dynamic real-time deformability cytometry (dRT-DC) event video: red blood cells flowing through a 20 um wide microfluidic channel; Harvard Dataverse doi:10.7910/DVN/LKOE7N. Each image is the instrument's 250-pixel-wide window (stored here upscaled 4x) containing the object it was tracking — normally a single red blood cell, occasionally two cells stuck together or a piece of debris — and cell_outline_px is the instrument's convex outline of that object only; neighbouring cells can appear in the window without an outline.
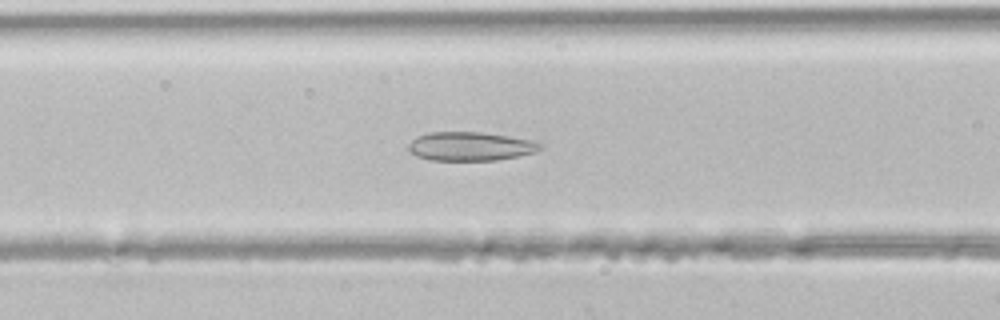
{"species": "common noctule bat (a hibernating species)", "species_latin": "Nyctalus noctula", "temperature_condition": "room temperature", "stored_images_in_passage": 30, "camera_frame_rate_fps": 3000, "um_per_image_px": 0.085, "animal": {"sex": "male", "body_mass_g": 21.5, "forearm_length_mm": 52.0}, "frame": {"image": 1, "passage_image": 4, "time_ms": 1.0, "image_size_px": [1000, 320], "cell_outline_px": [[528, 152], [512, 156], [488, 160], [440, 160], [424, 156], [416, 152], [412, 148], [424, 136], [444, 132], [464, 132], [500, 136], [520, 140]], "centroid_in_image_um": [39.78, 12.46], "position_along_channel_um": 126.8, "area_um2": 18.21}}
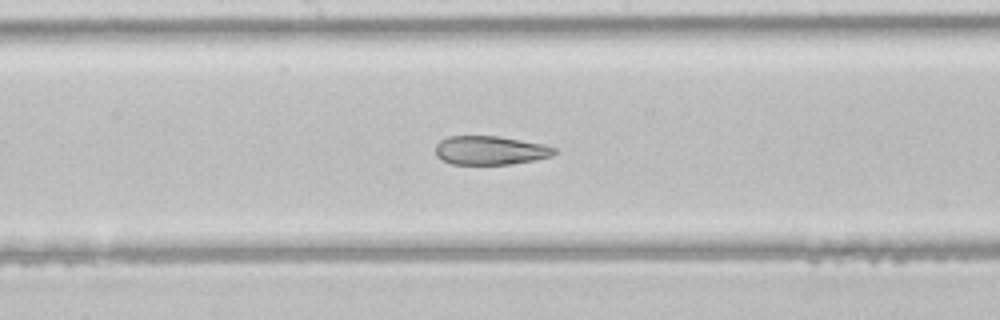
{"frame": {"image": 2, "passage_image": 9, "time_ms": 2.667, "image_size_px": [1000, 320], "cell_outline_px": [[552, 152], [544, 156], [528, 160], [500, 164], [456, 164], [444, 160], [436, 152], [436, 148], [444, 140], [456, 136], [492, 136], [552, 148]], "centroid_in_image_um": [41.5, 12.79], "position_along_channel_um": 206.7, "area_um2": 17.92}}
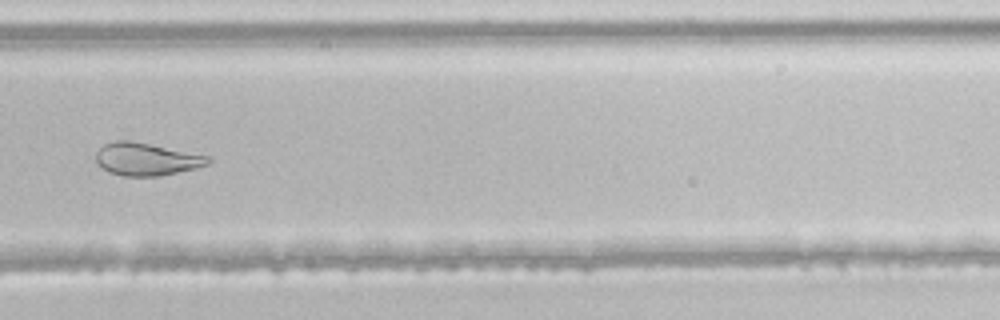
{"frame": {"image": 3, "passage_image": 16, "time_ms": 5.0, "image_size_px": [1000, 320], "cell_outline_px": [[200, 164], [188, 168], [172, 172], [140, 176], [136, 176], [116, 172], [104, 168], [100, 164], [100, 160], [108, 144], [144, 144], [200, 156]], "centroid_in_image_um": [12.37, 13.57], "position_along_channel_um": 317.4, "area_um2": 17.11}}